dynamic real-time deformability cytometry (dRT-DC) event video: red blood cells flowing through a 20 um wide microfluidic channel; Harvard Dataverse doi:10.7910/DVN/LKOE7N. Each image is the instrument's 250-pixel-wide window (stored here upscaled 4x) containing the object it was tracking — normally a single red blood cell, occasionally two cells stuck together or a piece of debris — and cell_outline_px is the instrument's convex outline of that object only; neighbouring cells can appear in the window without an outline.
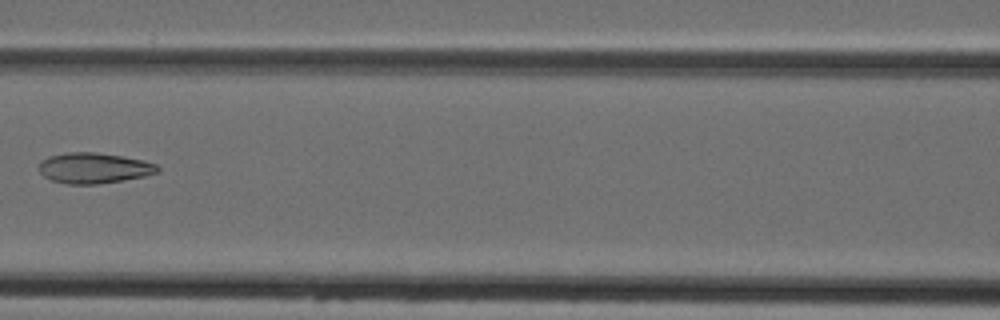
{"species": "Egyptian fruit bat (a non-hibernating species)", "species_latin": "Rousettus aegyptiacus", "temperature_condition": "cold", "stored_images_in_passage": 6, "camera_frame_rate_fps": 3000, "um_per_image_px": 0.085, "animal": {"sex": "female"}, "frame": {"image": 1, "passage_image": 6, "time_ms": 6.0, "image_size_px": [1000, 320], "cell_outline_px": [[160, 172], [144, 176], [96, 184], [68, 184], [52, 180], [44, 176], [36, 168], [40, 160], [48, 156], [64, 152], [96, 152], [144, 160], [156, 164], [160, 168]], "centroid_in_image_um": [7.94, 14.27], "position_along_channel_um": 158.7, "area_um2": 21.27}}